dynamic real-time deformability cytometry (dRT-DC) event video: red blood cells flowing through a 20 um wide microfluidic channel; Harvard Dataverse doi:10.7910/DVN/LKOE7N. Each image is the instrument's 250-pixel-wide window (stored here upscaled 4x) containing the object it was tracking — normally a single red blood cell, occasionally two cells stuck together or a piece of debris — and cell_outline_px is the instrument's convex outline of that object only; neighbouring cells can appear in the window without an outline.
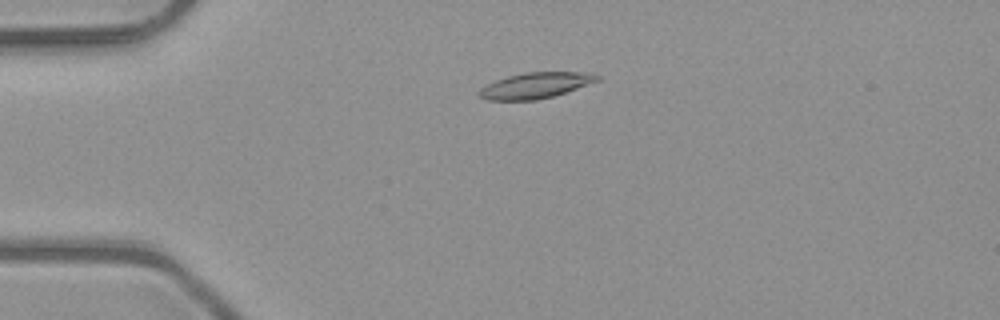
{"species": "common noctule bat (a hibernating species)", "species_latin": "Nyctalus noctula", "temperature_condition": "room temperature", "stored_images_in_passage": 4, "camera_frame_rate_fps": 3000, "um_per_image_px": 0.085, "animal": {"sex": "male", "body_mass_g": 23.1, "forearm_length_mm": 52.7}, "frame": {"image": 1, "passage_image": 3, "time_ms": 0.667, "image_size_px": [1000, 320], "cell_outline_px": [[600, 80], [552, 96], [536, 100], [488, 100], [480, 96], [480, 88], [496, 80], [508, 76], [524, 72], [592, 72], [600, 76]], "centroid_in_image_um": [45.54, 7.25], "position_along_channel_um": 39.5, "area_um2": 17.51}}